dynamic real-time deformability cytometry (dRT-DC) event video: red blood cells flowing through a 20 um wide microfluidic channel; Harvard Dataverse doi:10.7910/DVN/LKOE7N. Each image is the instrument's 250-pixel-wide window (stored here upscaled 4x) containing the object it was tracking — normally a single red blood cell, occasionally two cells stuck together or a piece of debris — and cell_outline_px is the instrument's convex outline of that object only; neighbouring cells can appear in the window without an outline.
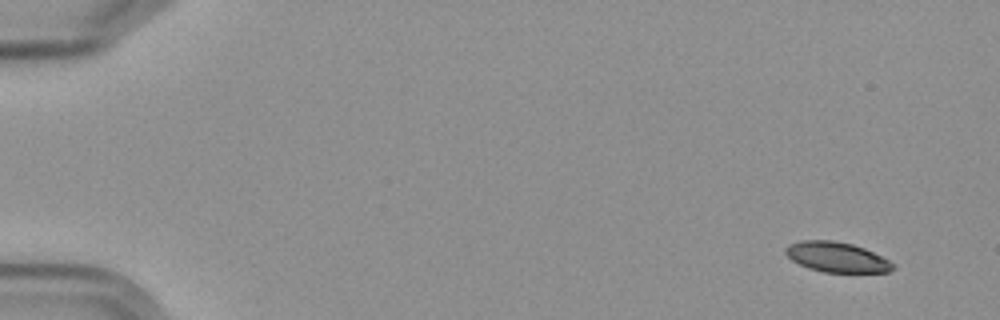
{"species": "Egyptian fruit bat (a non-hibernating species)", "species_latin": "Rousettus aegyptiacus", "temperature_condition": "cold", "stored_images_in_passage": 6, "segment_of_instrument_passage": [1, 2], "camera_frame_rate_fps": 3000, "um_per_image_px": 0.085, "frame": {"image": 1, "passage_image": 1, "time_ms": 0.0, "image_size_px": [1000, 320], "cell_outline_px": [[896, 268], [888, 272], [824, 272], [808, 268], [792, 260], [784, 252], [784, 248], [788, 244], [800, 240], [832, 240], [852, 244], [864, 248], [896, 264]], "centroid_in_image_um": [71.11, 21.85], "position_along_channel_um": 13.9, "area_um2": 18.84}}